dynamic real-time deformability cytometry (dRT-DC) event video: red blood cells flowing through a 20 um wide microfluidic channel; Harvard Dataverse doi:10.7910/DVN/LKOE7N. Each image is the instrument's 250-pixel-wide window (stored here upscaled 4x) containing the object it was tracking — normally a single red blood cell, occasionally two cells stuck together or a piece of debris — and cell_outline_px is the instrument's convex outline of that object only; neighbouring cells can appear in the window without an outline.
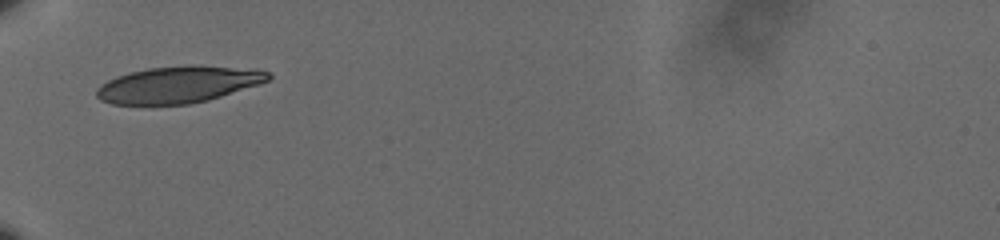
{"species": "human", "species_latin": "Homo sapiens", "temperature_condition": "cold", "stored_images_in_passage": 37, "camera_frame_rate_fps": 3000, "um_per_image_px": 0.085, "donor": {"sex": "male"}, "frame": {"image": 1, "passage_image": 1, "time_ms": 0.0, "image_size_px": [1000, 240], "cell_outline_px": [[272, 76], [268, 80], [260, 84], [208, 100], [188, 104], [112, 104], [100, 100], [96, 96], [96, 88], [100, 84], [116, 76], [148, 68], [188, 64], [196, 64], [260, 68], [268, 72]], "centroid_in_image_um": [15.21, 7.16], "position_along_channel_um": 69.8, "area_um2": 37.22}}
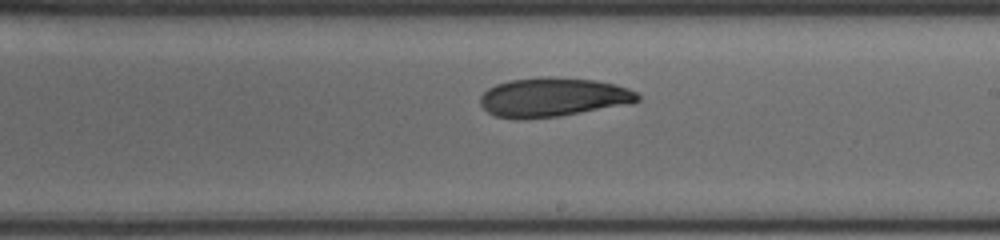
{"frame": {"image": 2, "passage_image": 16, "time_ms": 5.0, "image_size_px": [1000, 240], "cell_outline_px": [[640, 100], [632, 104], [560, 116], [524, 120], [516, 120], [496, 116], [488, 112], [480, 104], [480, 96], [488, 88], [496, 84], [512, 80], [544, 76], [596, 80], [616, 84], [628, 88], [636, 92], [640, 96]], "centroid_in_image_um": [47.02, 8.28], "position_along_channel_um": 242.0, "area_um2": 36.3}}
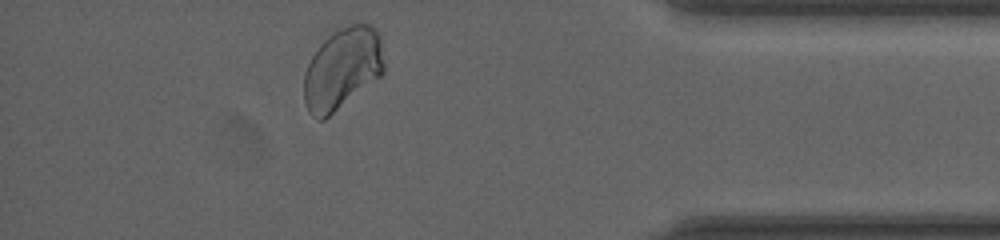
{"frame": {"image": 3, "passage_image": 32, "time_ms": 10.333, "image_size_px": [1000, 240], "cell_outline_px": [[384, 72], [380, 76], [324, 120], [316, 120], [308, 112], [304, 100], [304, 72], [312, 56], [320, 44], [328, 36], [340, 28], [352, 24], [368, 24], [376, 28], [380, 32], [384, 64]], "centroid_in_image_um": [29.1, 5.83], "position_along_channel_um": 406.1, "area_um2": 38.03}}